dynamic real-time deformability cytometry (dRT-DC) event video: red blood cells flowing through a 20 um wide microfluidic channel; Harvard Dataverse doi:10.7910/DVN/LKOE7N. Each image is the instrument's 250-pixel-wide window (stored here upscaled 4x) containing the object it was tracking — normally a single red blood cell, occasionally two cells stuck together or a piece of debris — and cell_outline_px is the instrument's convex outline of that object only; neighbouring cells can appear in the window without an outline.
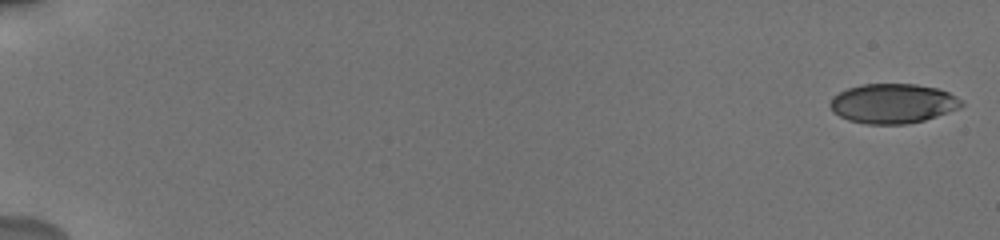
{"species": "human", "species_latin": "Homo sapiens", "temperature_condition": "cold", "stored_images_in_passage": 51, "camera_frame_rate_fps": 3000, "um_per_image_px": 0.085, "donor": {"sex": "male"}, "frame": {"image": 1, "passage_image": 1, "time_ms": 0.0, "image_size_px": [1000, 240], "cell_outline_px": [[964, 104], [960, 108], [924, 120], [908, 124], [868, 124], [848, 120], [832, 112], [828, 104], [832, 96], [848, 88], [860, 84], [916, 84], [940, 88], [964, 100]], "centroid_in_image_um": [75.89, 8.79], "position_along_channel_um": 9.1, "area_um2": 30.63}}
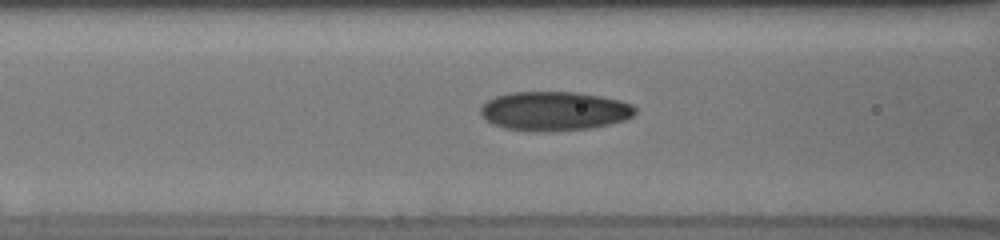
{"frame": {"image": 2, "passage_image": 23, "time_ms": 8.0, "image_size_px": [1000, 240], "cell_outline_px": [[636, 112], [632, 116], [624, 120], [592, 128], [548, 132], [544, 132], [504, 128], [492, 124], [480, 112], [480, 108], [488, 100], [496, 96], [512, 92], [576, 92], [600, 96], [620, 100], [632, 104], [636, 108]], "centroid_in_image_um": [47.13, 9.44], "position_along_channel_um": 119.5, "area_um2": 35.2}}
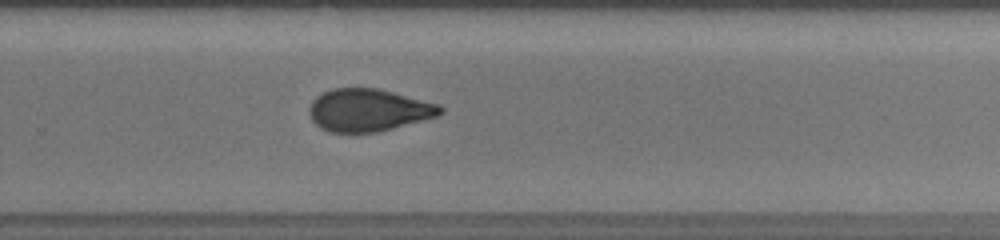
{"frame": {"image": 3, "passage_image": 36, "time_ms": 12.667, "image_size_px": [1000, 240], "cell_outline_px": [[444, 112], [436, 116], [392, 128], [376, 132], [328, 132], [320, 128], [312, 120], [308, 108], [312, 100], [316, 96], [332, 88], [376, 88], [440, 104], [444, 108]], "centroid_in_image_um": [31.29, 9.35], "position_along_channel_um": 298.5, "area_um2": 32.25}, "authors_computed_cell_mechanics": {"area_um2": 32.1946, "velocity_mm_per_s": 3.8419, "shape_relaxation_time_tau1_ms": 4.0179, "shape_relaxation_time_tau2_ms": 2.1234, "deformation_change_tau1": 0.1315, "deformation_change_tau2": 0.0805}}